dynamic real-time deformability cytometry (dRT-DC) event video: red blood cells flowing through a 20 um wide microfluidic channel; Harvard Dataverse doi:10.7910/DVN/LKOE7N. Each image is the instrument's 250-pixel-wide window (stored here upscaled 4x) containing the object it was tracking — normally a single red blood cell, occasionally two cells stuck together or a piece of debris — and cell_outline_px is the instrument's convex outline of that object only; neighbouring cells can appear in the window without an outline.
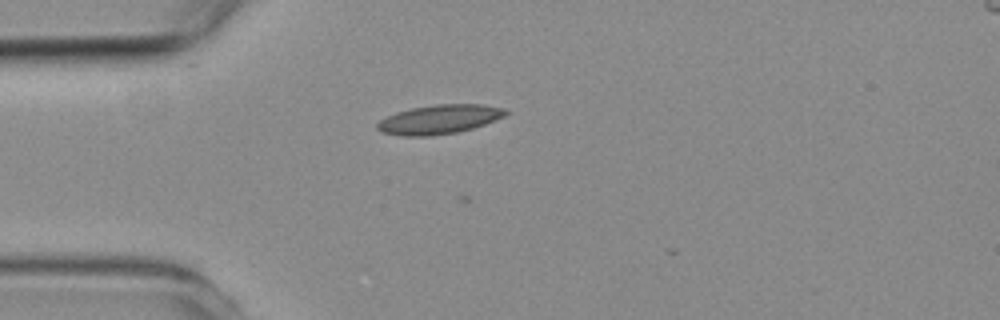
{"species": "common noctule bat (a hibernating species)", "species_latin": "Nyctalus noctula", "temperature_condition": "room temperature", "stored_images_in_passage": 5, "camera_frame_rate_fps": 3000, "um_per_image_px": 0.085, "animal": {"sex": "female", "body_mass_g": 19.3, "forearm_length_mm": 54.1}, "frame": {"image": 1, "passage_image": 3, "time_ms": 2.333, "image_size_px": [1000, 320], "cell_outline_px": [[508, 112], [504, 116], [484, 124], [472, 128], [456, 132], [428, 136], [404, 136], [380, 132], [376, 128], [376, 124], [380, 120], [396, 112], [412, 108], [436, 104], [484, 104], [504, 108]], "centroid_in_image_um": [37.31, 10.14], "position_along_channel_um": 47.7, "area_um2": 21.68}}